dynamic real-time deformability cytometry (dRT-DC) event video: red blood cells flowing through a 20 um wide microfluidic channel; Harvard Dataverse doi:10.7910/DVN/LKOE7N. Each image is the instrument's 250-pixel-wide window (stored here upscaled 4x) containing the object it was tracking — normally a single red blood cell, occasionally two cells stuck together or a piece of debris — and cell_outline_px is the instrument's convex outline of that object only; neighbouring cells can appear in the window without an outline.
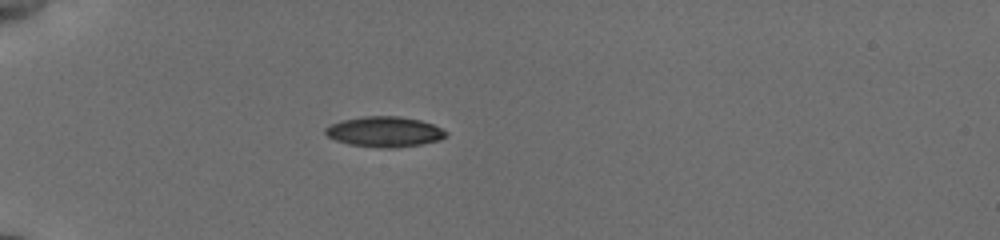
{"species": "common noctule bat (a hibernating species)", "species_latin": "Nyctalus noctula", "temperature_condition": "cold", "stored_images_in_passage": 9, "camera_frame_rate_fps": 3000, "um_per_image_px": 0.085, "animal": {"sex": "female", "body_mass_g": 19.5, "forearm_length_mm": 54.1}, "frame": {"image": 1, "passage_image": 1, "time_ms": 0.0, "image_size_px": [1000, 240], "cell_outline_px": [[448, 136], [440, 140], [420, 144], [388, 148], [384, 148], [348, 144], [336, 140], [328, 136], [324, 132], [324, 128], [340, 120], [364, 116], [400, 116], [420, 120], [432, 124], [448, 132]], "centroid_in_image_um": [32.68, 11.19], "position_along_channel_um": 52.3, "area_um2": 21.27}}
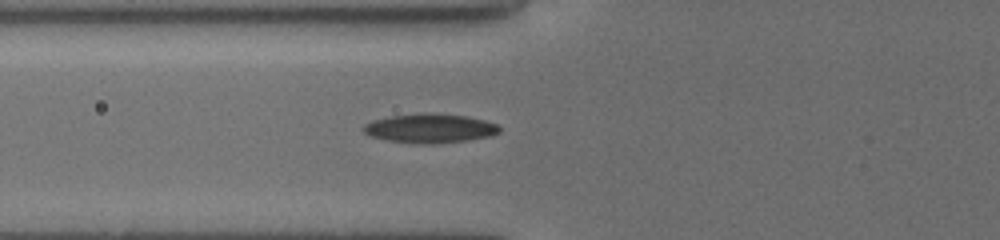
{"frame": {"image": 2, "passage_image": 6, "time_ms": 1.667, "image_size_px": [1000, 240], "cell_outline_px": [[500, 132], [492, 136], [436, 144], [416, 144], [384, 140], [372, 136], [364, 132], [360, 128], [364, 124], [372, 120], [392, 116], [424, 112], [468, 116], [484, 120], [496, 124], [500, 128]], "centroid_in_image_um": [36.51, 10.91], "position_along_channel_um": 89.3, "area_um2": 23.29}}
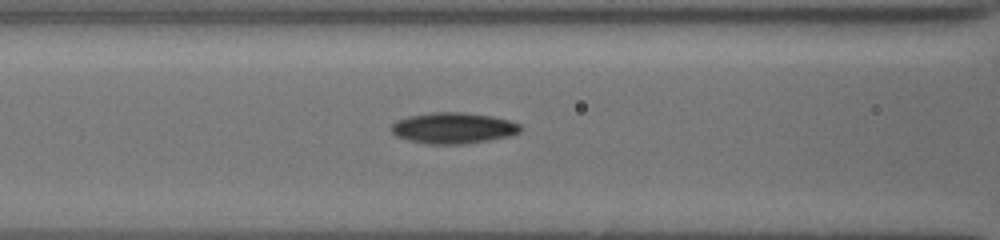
{"frame": {"image": 3, "passage_image": 9, "time_ms": 2.667, "image_size_px": [1000, 240], "cell_outline_px": [[520, 132], [512, 136], [464, 144], [428, 144], [408, 140], [396, 136], [388, 128], [396, 120], [408, 116], [436, 112], [460, 112], [492, 116], [508, 120], [520, 124]], "centroid_in_image_um": [38.5, 10.89], "position_along_channel_um": 128.1, "area_um2": 23.41}}